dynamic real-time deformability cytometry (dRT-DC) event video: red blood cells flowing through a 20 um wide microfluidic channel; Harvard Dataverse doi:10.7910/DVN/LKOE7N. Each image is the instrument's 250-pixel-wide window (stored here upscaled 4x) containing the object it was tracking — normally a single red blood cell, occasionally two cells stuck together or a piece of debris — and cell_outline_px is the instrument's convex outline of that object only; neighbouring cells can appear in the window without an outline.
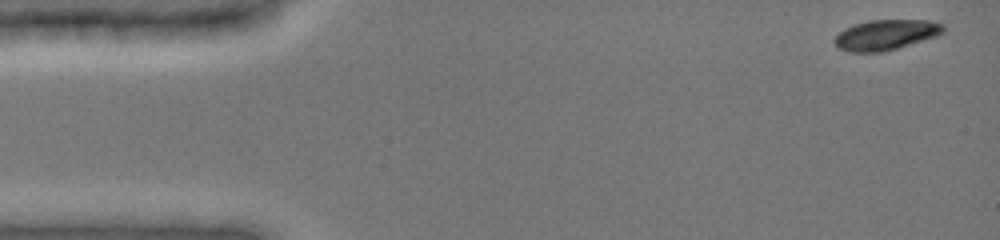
{"species": "common noctule bat (a hibernating species)", "species_latin": "Nyctalus noctula", "temperature_condition": "cold", "stored_images_in_passage": 8, "camera_frame_rate_fps": 3000, "um_per_image_px": 0.085, "animal": {"sex": "female", "body_mass_g": 19.0, "forearm_length_mm": 51.5}, "frame": {"image": 1, "passage_image": 1, "time_ms": 0.0, "image_size_px": [1000, 240], "cell_outline_px": [[944, 32], [936, 36], [884, 52], [848, 52], [836, 48], [832, 40], [844, 28], [868, 20], [928, 20], [944, 24]], "centroid_in_image_um": [75.26, 2.97], "position_along_channel_um": 9.7, "area_um2": 19.31}}
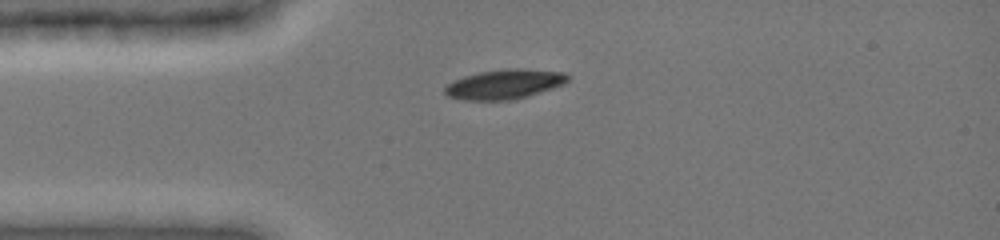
{"frame": {"image": 2, "passage_image": 5, "time_ms": 3.333, "image_size_px": [1000, 240], "cell_outline_px": [[572, 76], [564, 84], [528, 96], [508, 100], [464, 100], [448, 96], [444, 92], [444, 88], [448, 84], [464, 76], [480, 72], [508, 68], [524, 68], [564, 72]], "centroid_in_image_um": [42.92, 7.15], "position_along_channel_um": 42.1, "area_um2": 21.21}}
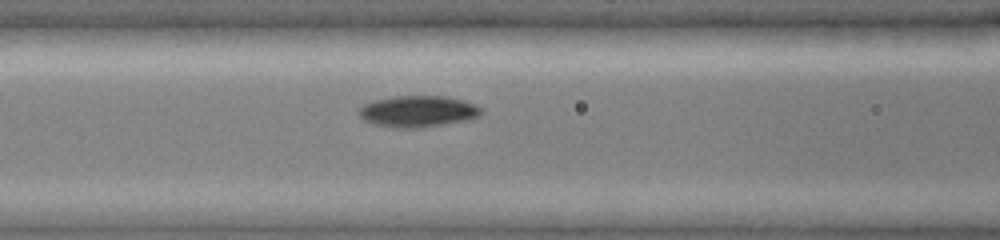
{"frame": {"image": 3, "passage_image": 8, "time_ms": 6.0, "image_size_px": [1000, 240], "cell_outline_px": [[484, 108], [480, 116], [468, 120], [420, 128], [392, 128], [376, 124], [364, 120], [360, 116], [360, 108], [364, 104], [376, 100], [396, 96], [444, 96], [476, 104]], "centroid_in_image_um": [35.57, 9.47], "position_along_channel_um": 131.0, "area_um2": 22.31}}